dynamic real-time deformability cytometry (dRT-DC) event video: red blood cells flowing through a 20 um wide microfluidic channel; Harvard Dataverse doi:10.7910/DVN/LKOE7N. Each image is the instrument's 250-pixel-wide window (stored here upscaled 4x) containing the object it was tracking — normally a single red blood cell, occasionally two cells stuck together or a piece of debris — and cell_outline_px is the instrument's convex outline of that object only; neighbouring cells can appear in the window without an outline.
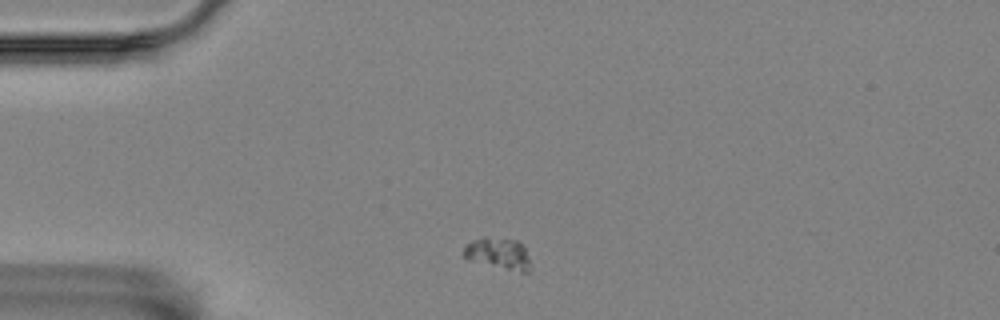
{"species": "Egyptian fruit bat (a non-hibernating species)", "species_latin": "Rousettus aegyptiacus", "temperature_condition": "room temperature", "stored_images_in_passage": 4, "camera_frame_rate_fps": 3000, "um_per_image_px": 0.085, "animal": {"sex": "female"}, "frame": {"image": 1, "passage_image": 1, "time_ms": 0.0, "image_size_px": [1000, 320], "cell_outline_px": [[532, 268], [528, 272], [520, 272], [468, 260], [464, 256], [464, 248], [472, 240], [484, 236], [516, 240], [524, 244], [532, 264]], "centroid_in_image_um": [42.43, 21.55], "position_along_channel_um": 42.6, "area_um2": 12.48}}
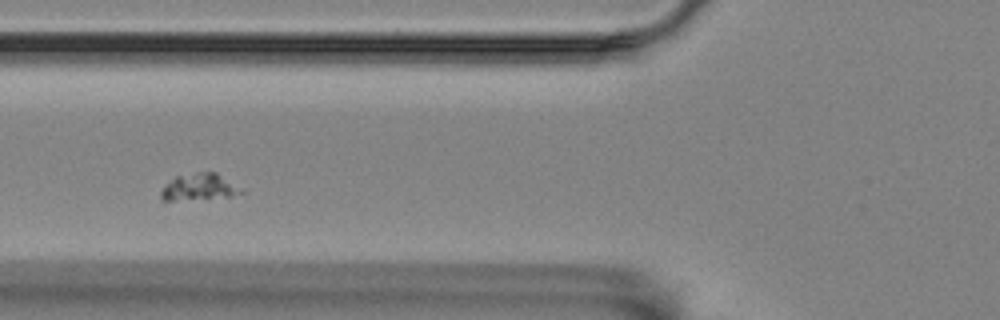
{"frame": {"image": 2, "passage_image": 3, "time_ms": 0.667, "image_size_px": [1000, 320], "cell_outline_px": [[248, 192], [232, 196], [172, 200], [160, 200], [160, 192], [164, 184], [176, 176], [196, 172], [216, 172]], "centroid_in_image_um": [16.93, 15.89], "position_along_channel_um": 108.9, "area_um2": 12.48}}
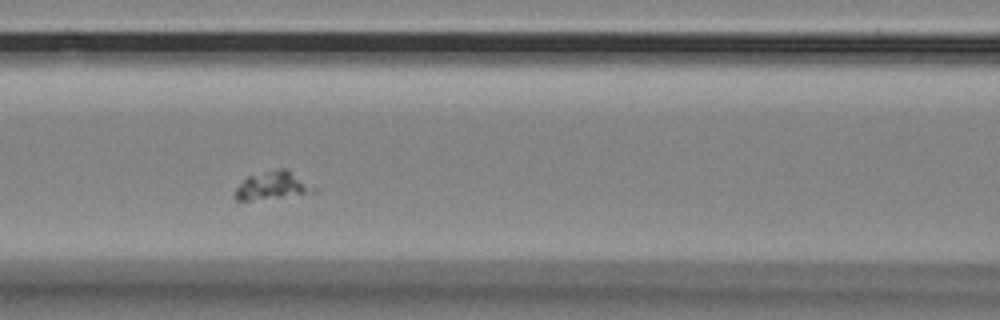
{"frame": {"image": 3, "passage_image": 4, "time_ms": 1.0, "image_size_px": [1000, 320], "cell_outline_px": [[320, 192], [248, 200], [236, 200], [236, 188], [248, 176], [280, 168], [284, 168], [316, 188]], "centroid_in_image_um": [23.19, 15.78], "position_along_channel_um": 143.4, "area_um2": 12.25}}